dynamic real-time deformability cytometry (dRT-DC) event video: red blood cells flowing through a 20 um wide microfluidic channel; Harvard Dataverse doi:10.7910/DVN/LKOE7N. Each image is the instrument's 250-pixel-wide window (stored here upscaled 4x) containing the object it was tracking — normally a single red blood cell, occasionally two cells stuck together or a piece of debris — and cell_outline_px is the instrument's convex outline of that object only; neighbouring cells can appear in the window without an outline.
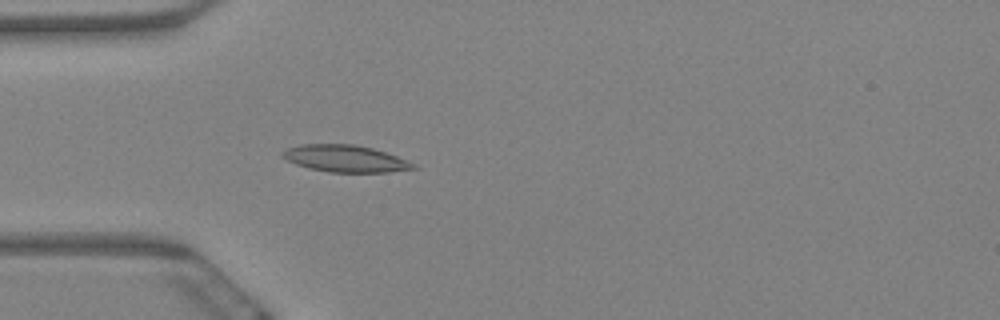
{"species": "Egyptian fruit bat (a non-hibernating species)", "species_latin": "Rousettus aegyptiacus", "temperature_condition": "warm", "stored_images_in_passage": 4, "camera_frame_rate_fps": 3000, "um_per_image_px": 0.085, "animal": {"sex": "female"}, "frame": {"image": 1, "passage_image": 4, "time_ms": 1.0, "image_size_px": [1000, 320], "cell_outline_px": [[420, 168], [388, 172], [328, 172], [308, 168], [296, 164], [280, 156], [280, 152], [288, 148], [300, 144], [352, 144], [372, 148], [396, 156], [416, 164]], "centroid_in_image_um": [29.33, 13.48], "position_along_channel_um": 55.7, "area_um2": 20.52}}